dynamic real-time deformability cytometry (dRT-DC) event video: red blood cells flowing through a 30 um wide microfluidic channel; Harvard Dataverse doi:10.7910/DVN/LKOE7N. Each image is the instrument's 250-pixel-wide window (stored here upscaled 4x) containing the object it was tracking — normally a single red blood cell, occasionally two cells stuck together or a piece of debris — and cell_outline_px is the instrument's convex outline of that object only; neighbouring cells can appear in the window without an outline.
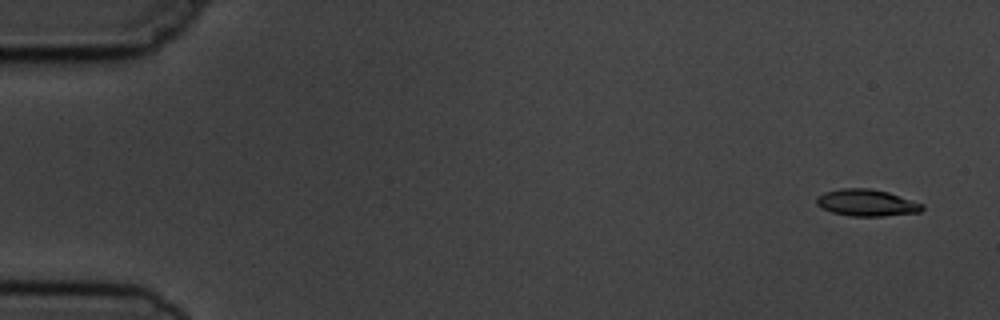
{"species": "common noctule bat (a hibernating species)", "species_latin": "Nyctalus noctula", "temperature_condition": "cold", "stored_images_in_passage": 4, "camera_frame_rate_fps": 3000, "um_per_image_px": 0.085, "animal": {"sex": "male", "body_mass_g": 19.5, "forearm_length_mm": 54.6}, "frame": {"image": 1, "passage_image": 1, "time_ms": 0.0, "image_size_px": [1000, 320], "cell_outline_px": [[924, 208], [920, 212], [884, 216], [852, 216], [832, 212], [816, 204], [816, 196], [824, 192], [840, 188], [868, 188], [888, 192], [924, 204]], "centroid_in_image_um": [73.66, 17.23], "position_along_channel_um": 11.3, "area_um2": 16.47}}